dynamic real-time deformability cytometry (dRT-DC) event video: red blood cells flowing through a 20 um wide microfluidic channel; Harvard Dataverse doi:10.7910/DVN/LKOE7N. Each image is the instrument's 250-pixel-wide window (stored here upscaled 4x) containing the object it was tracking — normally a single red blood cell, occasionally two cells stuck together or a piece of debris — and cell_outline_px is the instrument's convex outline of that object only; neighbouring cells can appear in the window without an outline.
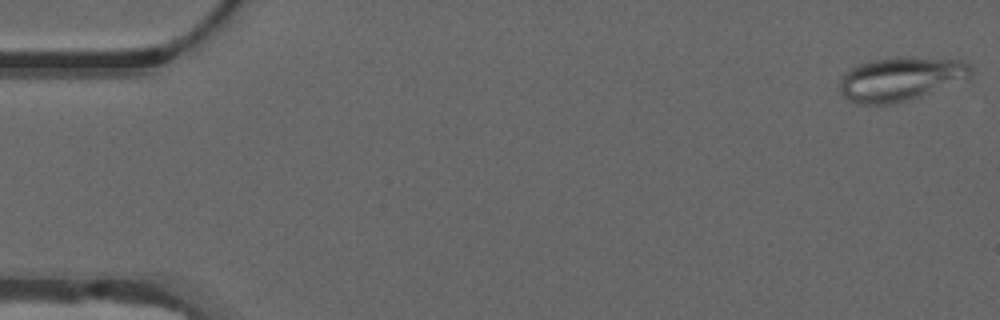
{"species": "common noctule bat (a hibernating species)", "species_latin": "Nyctalus noctula", "temperature_condition": "warm", "stored_images_in_passage": 54, "camera_frame_rate_fps": 3000, "um_per_image_px": 0.085, "animal": {"sex": "male", "forearm_length_mm": 52.5}, "frame": {"image": 1, "passage_image": 1, "time_ms": 0.0, "image_size_px": [1000, 320], "cell_outline_px": [[972, 76], [920, 96], [908, 100], [888, 104], [856, 104], [848, 100], [840, 92], [840, 76], [848, 68], [868, 60], [896, 56], [908, 56], [964, 60], [972, 68]], "centroid_in_image_um": [76.5, 6.67], "position_along_channel_um": 8.5, "area_um2": 33.87}}
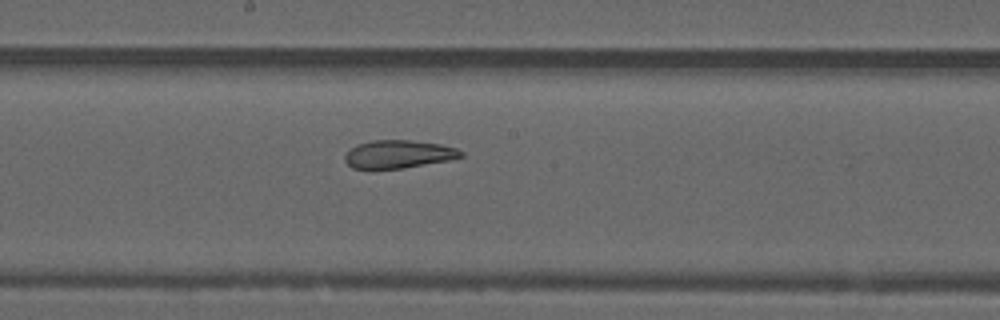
{"frame": {"image": 2, "passage_image": 29, "time_ms": 9.333, "image_size_px": [1000, 320], "cell_outline_px": [[464, 156], [448, 160], [404, 168], [352, 168], [344, 160], [344, 156], [356, 144], [372, 140], [408, 140], [440, 144], [456, 148], [464, 152]], "centroid_in_image_um": [33.88, 13.1], "position_along_channel_um": 214.3, "area_um2": 18.79}}
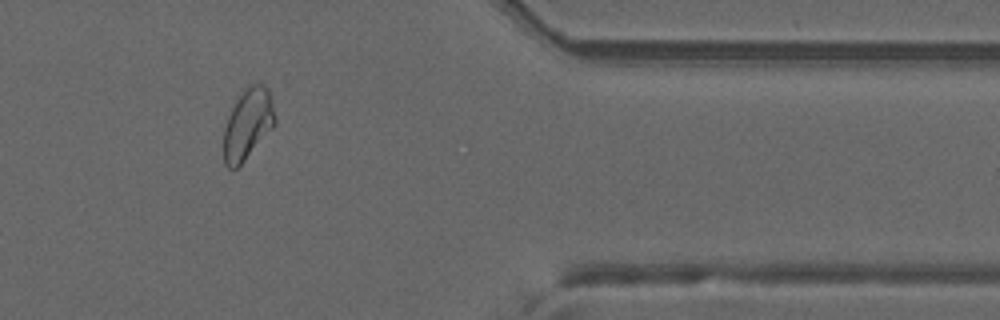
{"frame": {"image": 3, "passage_image": 45, "time_ms": 14.667, "image_size_px": [1000, 320], "cell_outline_px": [[276, 124], [244, 160], [236, 168], [228, 168], [224, 164], [224, 128], [228, 116], [240, 92], [248, 84], [264, 84], [268, 88], [272, 100], [276, 116]], "centroid_in_image_um": [21.07, 10.5], "position_along_channel_um": 390.3, "area_um2": 21.15}, "authors_computed_cell_mechanics": {"area_um2": 23.0622, "velocity_mm_per_s": 3.7398, "shape_relaxation_time_tau1_ms": null, "shape_relaxation_time_tau2_ms": 1.9917, "deformation_change_tau1": null, "deformation_change_tau2": 0.0879}}